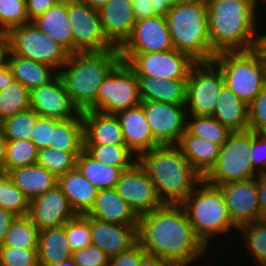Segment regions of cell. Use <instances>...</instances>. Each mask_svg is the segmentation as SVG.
Listing matches in <instances>:
<instances>
[{"label": "cell", "instance_id": "6da1fadb", "mask_svg": "<svg viewBox=\"0 0 266 266\" xmlns=\"http://www.w3.org/2000/svg\"><path fill=\"white\" fill-rule=\"evenodd\" d=\"M137 239L148 257L180 266H187L207 252L180 204H164L140 216Z\"/></svg>", "mask_w": 266, "mask_h": 266}, {"label": "cell", "instance_id": "7a4b0ae2", "mask_svg": "<svg viewBox=\"0 0 266 266\" xmlns=\"http://www.w3.org/2000/svg\"><path fill=\"white\" fill-rule=\"evenodd\" d=\"M206 2L211 47L215 54L248 51L259 47L261 34H257L255 26L258 0Z\"/></svg>", "mask_w": 266, "mask_h": 266}, {"label": "cell", "instance_id": "3957f363", "mask_svg": "<svg viewBox=\"0 0 266 266\" xmlns=\"http://www.w3.org/2000/svg\"><path fill=\"white\" fill-rule=\"evenodd\" d=\"M137 160L164 204H181L203 180L177 145L157 146Z\"/></svg>", "mask_w": 266, "mask_h": 266}, {"label": "cell", "instance_id": "277c9868", "mask_svg": "<svg viewBox=\"0 0 266 266\" xmlns=\"http://www.w3.org/2000/svg\"><path fill=\"white\" fill-rule=\"evenodd\" d=\"M121 61L120 49L104 52L70 54L62 70L58 71L67 93L80 112L95 102L100 85L110 71Z\"/></svg>", "mask_w": 266, "mask_h": 266}, {"label": "cell", "instance_id": "5b68a950", "mask_svg": "<svg viewBox=\"0 0 266 266\" xmlns=\"http://www.w3.org/2000/svg\"><path fill=\"white\" fill-rule=\"evenodd\" d=\"M165 17L175 50L196 63L214 60L206 0H188L172 6Z\"/></svg>", "mask_w": 266, "mask_h": 266}, {"label": "cell", "instance_id": "8992f818", "mask_svg": "<svg viewBox=\"0 0 266 266\" xmlns=\"http://www.w3.org/2000/svg\"><path fill=\"white\" fill-rule=\"evenodd\" d=\"M180 205L184 208L197 238L206 248L210 245L209 240L216 234L229 233L231 227L238 230L229 215L222 191L204 179Z\"/></svg>", "mask_w": 266, "mask_h": 266}, {"label": "cell", "instance_id": "52a82bcc", "mask_svg": "<svg viewBox=\"0 0 266 266\" xmlns=\"http://www.w3.org/2000/svg\"><path fill=\"white\" fill-rule=\"evenodd\" d=\"M213 62L220 68L225 85L248 105L266 86V59L259 47L220 52Z\"/></svg>", "mask_w": 266, "mask_h": 266}, {"label": "cell", "instance_id": "ba28073f", "mask_svg": "<svg viewBox=\"0 0 266 266\" xmlns=\"http://www.w3.org/2000/svg\"><path fill=\"white\" fill-rule=\"evenodd\" d=\"M254 138L255 132L250 130L232 132L221 147L215 166L203 179L213 186H218L257 178L259 173L249 159L251 141Z\"/></svg>", "mask_w": 266, "mask_h": 266}, {"label": "cell", "instance_id": "9c48e42d", "mask_svg": "<svg viewBox=\"0 0 266 266\" xmlns=\"http://www.w3.org/2000/svg\"><path fill=\"white\" fill-rule=\"evenodd\" d=\"M9 52L19 57L47 64L58 69L66 64L70 53L33 22L11 29L8 33Z\"/></svg>", "mask_w": 266, "mask_h": 266}, {"label": "cell", "instance_id": "30bf717a", "mask_svg": "<svg viewBox=\"0 0 266 266\" xmlns=\"http://www.w3.org/2000/svg\"><path fill=\"white\" fill-rule=\"evenodd\" d=\"M141 104L135 71L120 61L100 85L96 102L88 109L106 114H117Z\"/></svg>", "mask_w": 266, "mask_h": 266}, {"label": "cell", "instance_id": "8fae6325", "mask_svg": "<svg viewBox=\"0 0 266 266\" xmlns=\"http://www.w3.org/2000/svg\"><path fill=\"white\" fill-rule=\"evenodd\" d=\"M224 85L223 74L213 61L195 63L187 80L188 115L213 116L217 96Z\"/></svg>", "mask_w": 266, "mask_h": 266}, {"label": "cell", "instance_id": "7c38bea8", "mask_svg": "<svg viewBox=\"0 0 266 266\" xmlns=\"http://www.w3.org/2000/svg\"><path fill=\"white\" fill-rule=\"evenodd\" d=\"M136 76L156 79L188 80L191 67L196 63L188 55L175 49L154 53H120Z\"/></svg>", "mask_w": 266, "mask_h": 266}, {"label": "cell", "instance_id": "4fadbf2b", "mask_svg": "<svg viewBox=\"0 0 266 266\" xmlns=\"http://www.w3.org/2000/svg\"><path fill=\"white\" fill-rule=\"evenodd\" d=\"M67 15L71 22L73 54L115 49L107 41L99 10L78 0H67Z\"/></svg>", "mask_w": 266, "mask_h": 266}, {"label": "cell", "instance_id": "5bb4252c", "mask_svg": "<svg viewBox=\"0 0 266 266\" xmlns=\"http://www.w3.org/2000/svg\"><path fill=\"white\" fill-rule=\"evenodd\" d=\"M141 105L154 141L159 146L178 145L186 131V106L156 101H141Z\"/></svg>", "mask_w": 266, "mask_h": 266}, {"label": "cell", "instance_id": "9a60e30c", "mask_svg": "<svg viewBox=\"0 0 266 266\" xmlns=\"http://www.w3.org/2000/svg\"><path fill=\"white\" fill-rule=\"evenodd\" d=\"M116 190L139 217L164 205L146 171L138 162L121 174Z\"/></svg>", "mask_w": 266, "mask_h": 266}, {"label": "cell", "instance_id": "2e32d148", "mask_svg": "<svg viewBox=\"0 0 266 266\" xmlns=\"http://www.w3.org/2000/svg\"><path fill=\"white\" fill-rule=\"evenodd\" d=\"M30 108L40 117L58 120L82 118L59 74L47 84L30 90Z\"/></svg>", "mask_w": 266, "mask_h": 266}, {"label": "cell", "instance_id": "e0dca14e", "mask_svg": "<svg viewBox=\"0 0 266 266\" xmlns=\"http://www.w3.org/2000/svg\"><path fill=\"white\" fill-rule=\"evenodd\" d=\"M233 223L241 225L261 219L257 178L218 185Z\"/></svg>", "mask_w": 266, "mask_h": 266}, {"label": "cell", "instance_id": "ac0fdd59", "mask_svg": "<svg viewBox=\"0 0 266 266\" xmlns=\"http://www.w3.org/2000/svg\"><path fill=\"white\" fill-rule=\"evenodd\" d=\"M174 49L165 16L136 21L130 39L120 53H154Z\"/></svg>", "mask_w": 266, "mask_h": 266}, {"label": "cell", "instance_id": "d6986e66", "mask_svg": "<svg viewBox=\"0 0 266 266\" xmlns=\"http://www.w3.org/2000/svg\"><path fill=\"white\" fill-rule=\"evenodd\" d=\"M28 216L39 231L59 227L76 216L57 184L30 201Z\"/></svg>", "mask_w": 266, "mask_h": 266}, {"label": "cell", "instance_id": "ffe728a7", "mask_svg": "<svg viewBox=\"0 0 266 266\" xmlns=\"http://www.w3.org/2000/svg\"><path fill=\"white\" fill-rule=\"evenodd\" d=\"M107 41L121 49L130 39L136 22L131 0H110L99 9Z\"/></svg>", "mask_w": 266, "mask_h": 266}, {"label": "cell", "instance_id": "44dd1931", "mask_svg": "<svg viewBox=\"0 0 266 266\" xmlns=\"http://www.w3.org/2000/svg\"><path fill=\"white\" fill-rule=\"evenodd\" d=\"M92 245L110 259L131 248L137 241L138 226L113 224L90 218Z\"/></svg>", "mask_w": 266, "mask_h": 266}, {"label": "cell", "instance_id": "7402d4cb", "mask_svg": "<svg viewBox=\"0 0 266 266\" xmlns=\"http://www.w3.org/2000/svg\"><path fill=\"white\" fill-rule=\"evenodd\" d=\"M116 116L120 121L126 146L137 158L159 146L153 139L141 104L118 112Z\"/></svg>", "mask_w": 266, "mask_h": 266}, {"label": "cell", "instance_id": "603a6c76", "mask_svg": "<svg viewBox=\"0 0 266 266\" xmlns=\"http://www.w3.org/2000/svg\"><path fill=\"white\" fill-rule=\"evenodd\" d=\"M81 116L84 125V145L126 146L116 114L86 110L81 112Z\"/></svg>", "mask_w": 266, "mask_h": 266}, {"label": "cell", "instance_id": "cb8c5ba5", "mask_svg": "<svg viewBox=\"0 0 266 266\" xmlns=\"http://www.w3.org/2000/svg\"><path fill=\"white\" fill-rule=\"evenodd\" d=\"M87 216L125 226H138L139 223V216L118 194L116 188L98 190L95 204Z\"/></svg>", "mask_w": 266, "mask_h": 266}, {"label": "cell", "instance_id": "d4e9b609", "mask_svg": "<svg viewBox=\"0 0 266 266\" xmlns=\"http://www.w3.org/2000/svg\"><path fill=\"white\" fill-rule=\"evenodd\" d=\"M76 215H87L93 208L98 189L77 168L58 177L57 183Z\"/></svg>", "mask_w": 266, "mask_h": 266}, {"label": "cell", "instance_id": "484cf974", "mask_svg": "<svg viewBox=\"0 0 266 266\" xmlns=\"http://www.w3.org/2000/svg\"><path fill=\"white\" fill-rule=\"evenodd\" d=\"M137 81L141 101L186 104L187 80H163L137 76Z\"/></svg>", "mask_w": 266, "mask_h": 266}, {"label": "cell", "instance_id": "4316f807", "mask_svg": "<svg viewBox=\"0 0 266 266\" xmlns=\"http://www.w3.org/2000/svg\"><path fill=\"white\" fill-rule=\"evenodd\" d=\"M232 132L249 130V105L224 85L217 96L213 116Z\"/></svg>", "mask_w": 266, "mask_h": 266}, {"label": "cell", "instance_id": "83f0119b", "mask_svg": "<svg viewBox=\"0 0 266 266\" xmlns=\"http://www.w3.org/2000/svg\"><path fill=\"white\" fill-rule=\"evenodd\" d=\"M40 31L73 54L71 22L67 15V0H61L32 21Z\"/></svg>", "mask_w": 266, "mask_h": 266}, {"label": "cell", "instance_id": "f1b7e54d", "mask_svg": "<svg viewBox=\"0 0 266 266\" xmlns=\"http://www.w3.org/2000/svg\"><path fill=\"white\" fill-rule=\"evenodd\" d=\"M183 156L193 168L204 178L215 166L221 147L206 139L192 136L187 131L177 145Z\"/></svg>", "mask_w": 266, "mask_h": 266}, {"label": "cell", "instance_id": "f546056e", "mask_svg": "<svg viewBox=\"0 0 266 266\" xmlns=\"http://www.w3.org/2000/svg\"><path fill=\"white\" fill-rule=\"evenodd\" d=\"M7 175L30 201L58 183V178L53 173L37 163L11 170Z\"/></svg>", "mask_w": 266, "mask_h": 266}, {"label": "cell", "instance_id": "4dcf8cb0", "mask_svg": "<svg viewBox=\"0 0 266 266\" xmlns=\"http://www.w3.org/2000/svg\"><path fill=\"white\" fill-rule=\"evenodd\" d=\"M7 66L11 70L14 80L19 81L29 90L47 84L58 74L47 64L25 59L10 52L7 56Z\"/></svg>", "mask_w": 266, "mask_h": 266}, {"label": "cell", "instance_id": "1f68e13d", "mask_svg": "<svg viewBox=\"0 0 266 266\" xmlns=\"http://www.w3.org/2000/svg\"><path fill=\"white\" fill-rule=\"evenodd\" d=\"M72 254L64 225L39 232V264L62 262L72 257Z\"/></svg>", "mask_w": 266, "mask_h": 266}, {"label": "cell", "instance_id": "d6a6232c", "mask_svg": "<svg viewBox=\"0 0 266 266\" xmlns=\"http://www.w3.org/2000/svg\"><path fill=\"white\" fill-rule=\"evenodd\" d=\"M76 168L98 190L116 188L124 172L119 167L105 165L95 160L85 150L77 156Z\"/></svg>", "mask_w": 266, "mask_h": 266}, {"label": "cell", "instance_id": "836d02e7", "mask_svg": "<svg viewBox=\"0 0 266 266\" xmlns=\"http://www.w3.org/2000/svg\"><path fill=\"white\" fill-rule=\"evenodd\" d=\"M51 148L62 151L84 150V125L82 118L59 120L53 128Z\"/></svg>", "mask_w": 266, "mask_h": 266}, {"label": "cell", "instance_id": "e575fe53", "mask_svg": "<svg viewBox=\"0 0 266 266\" xmlns=\"http://www.w3.org/2000/svg\"><path fill=\"white\" fill-rule=\"evenodd\" d=\"M84 150L95 160L105 165L119 167L123 171L131 169L138 162L136 155L127 146L84 145Z\"/></svg>", "mask_w": 266, "mask_h": 266}, {"label": "cell", "instance_id": "d590c367", "mask_svg": "<svg viewBox=\"0 0 266 266\" xmlns=\"http://www.w3.org/2000/svg\"><path fill=\"white\" fill-rule=\"evenodd\" d=\"M39 232L28 215L16 217L2 245L20 249H38Z\"/></svg>", "mask_w": 266, "mask_h": 266}, {"label": "cell", "instance_id": "8d00e7d4", "mask_svg": "<svg viewBox=\"0 0 266 266\" xmlns=\"http://www.w3.org/2000/svg\"><path fill=\"white\" fill-rule=\"evenodd\" d=\"M191 121H187L186 131L196 137L206 139L213 144L222 147L232 133L212 116L190 115Z\"/></svg>", "mask_w": 266, "mask_h": 266}, {"label": "cell", "instance_id": "74e56055", "mask_svg": "<svg viewBox=\"0 0 266 266\" xmlns=\"http://www.w3.org/2000/svg\"><path fill=\"white\" fill-rule=\"evenodd\" d=\"M30 108V90L13 80L0 91V122Z\"/></svg>", "mask_w": 266, "mask_h": 266}, {"label": "cell", "instance_id": "f35d334b", "mask_svg": "<svg viewBox=\"0 0 266 266\" xmlns=\"http://www.w3.org/2000/svg\"><path fill=\"white\" fill-rule=\"evenodd\" d=\"M82 151H62L47 147L38 150L37 164L57 178L76 168L77 156Z\"/></svg>", "mask_w": 266, "mask_h": 266}, {"label": "cell", "instance_id": "ab89813d", "mask_svg": "<svg viewBox=\"0 0 266 266\" xmlns=\"http://www.w3.org/2000/svg\"><path fill=\"white\" fill-rule=\"evenodd\" d=\"M0 207L16 217L27 216L30 210V200L3 172H0Z\"/></svg>", "mask_w": 266, "mask_h": 266}, {"label": "cell", "instance_id": "60d3db41", "mask_svg": "<svg viewBox=\"0 0 266 266\" xmlns=\"http://www.w3.org/2000/svg\"><path fill=\"white\" fill-rule=\"evenodd\" d=\"M4 173L37 163L38 149L31 140H7Z\"/></svg>", "mask_w": 266, "mask_h": 266}, {"label": "cell", "instance_id": "b9f144b4", "mask_svg": "<svg viewBox=\"0 0 266 266\" xmlns=\"http://www.w3.org/2000/svg\"><path fill=\"white\" fill-rule=\"evenodd\" d=\"M39 115L32 109L16 113L0 122L7 140H31V133Z\"/></svg>", "mask_w": 266, "mask_h": 266}, {"label": "cell", "instance_id": "7bdbcfd3", "mask_svg": "<svg viewBox=\"0 0 266 266\" xmlns=\"http://www.w3.org/2000/svg\"><path fill=\"white\" fill-rule=\"evenodd\" d=\"M238 230L242 232L249 251L258 261L256 263L266 266V219L243 224Z\"/></svg>", "mask_w": 266, "mask_h": 266}, {"label": "cell", "instance_id": "ee69618b", "mask_svg": "<svg viewBox=\"0 0 266 266\" xmlns=\"http://www.w3.org/2000/svg\"><path fill=\"white\" fill-rule=\"evenodd\" d=\"M71 251L75 252L92 245L90 217L76 215L64 224Z\"/></svg>", "mask_w": 266, "mask_h": 266}, {"label": "cell", "instance_id": "f6af8a7d", "mask_svg": "<svg viewBox=\"0 0 266 266\" xmlns=\"http://www.w3.org/2000/svg\"><path fill=\"white\" fill-rule=\"evenodd\" d=\"M25 0H0V32L29 23Z\"/></svg>", "mask_w": 266, "mask_h": 266}, {"label": "cell", "instance_id": "bcb514c9", "mask_svg": "<svg viewBox=\"0 0 266 266\" xmlns=\"http://www.w3.org/2000/svg\"><path fill=\"white\" fill-rule=\"evenodd\" d=\"M0 266H39L38 249H20L0 245Z\"/></svg>", "mask_w": 266, "mask_h": 266}, {"label": "cell", "instance_id": "7dc6e473", "mask_svg": "<svg viewBox=\"0 0 266 266\" xmlns=\"http://www.w3.org/2000/svg\"><path fill=\"white\" fill-rule=\"evenodd\" d=\"M249 130L266 133V86L249 105Z\"/></svg>", "mask_w": 266, "mask_h": 266}, {"label": "cell", "instance_id": "c3c4849f", "mask_svg": "<svg viewBox=\"0 0 266 266\" xmlns=\"http://www.w3.org/2000/svg\"><path fill=\"white\" fill-rule=\"evenodd\" d=\"M58 119L49 117H38L36 125L31 133V141L36 145L37 149L50 147L53 142V128Z\"/></svg>", "mask_w": 266, "mask_h": 266}, {"label": "cell", "instance_id": "681fc988", "mask_svg": "<svg viewBox=\"0 0 266 266\" xmlns=\"http://www.w3.org/2000/svg\"><path fill=\"white\" fill-rule=\"evenodd\" d=\"M72 257L77 266H108L109 260L105 253L94 245L73 252Z\"/></svg>", "mask_w": 266, "mask_h": 266}, {"label": "cell", "instance_id": "f907efd6", "mask_svg": "<svg viewBox=\"0 0 266 266\" xmlns=\"http://www.w3.org/2000/svg\"><path fill=\"white\" fill-rule=\"evenodd\" d=\"M147 254L137 241L131 248L108 260V266H142Z\"/></svg>", "mask_w": 266, "mask_h": 266}, {"label": "cell", "instance_id": "816d5d0a", "mask_svg": "<svg viewBox=\"0 0 266 266\" xmlns=\"http://www.w3.org/2000/svg\"><path fill=\"white\" fill-rule=\"evenodd\" d=\"M249 159L259 174L266 173V133L255 132V138L251 141Z\"/></svg>", "mask_w": 266, "mask_h": 266}, {"label": "cell", "instance_id": "f5cc1de1", "mask_svg": "<svg viewBox=\"0 0 266 266\" xmlns=\"http://www.w3.org/2000/svg\"><path fill=\"white\" fill-rule=\"evenodd\" d=\"M59 1L61 0H25L29 21L32 22L38 16L43 15Z\"/></svg>", "mask_w": 266, "mask_h": 266}, {"label": "cell", "instance_id": "db71d44e", "mask_svg": "<svg viewBox=\"0 0 266 266\" xmlns=\"http://www.w3.org/2000/svg\"><path fill=\"white\" fill-rule=\"evenodd\" d=\"M133 3V13L135 20L139 21L149 17H153L154 9L152 0H131Z\"/></svg>", "mask_w": 266, "mask_h": 266}, {"label": "cell", "instance_id": "11a10c76", "mask_svg": "<svg viewBox=\"0 0 266 266\" xmlns=\"http://www.w3.org/2000/svg\"><path fill=\"white\" fill-rule=\"evenodd\" d=\"M257 187L261 219H266V173L258 175Z\"/></svg>", "mask_w": 266, "mask_h": 266}, {"label": "cell", "instance_id": "9f6ffc18", "mask_svg": "<svg viewBox=\"0 0 266 266\" xmlns=\"http://www.w3.org/2000/svg\"><path fill=\"white\" fill-rule=\"evenodd\" d=\"M15 215L0 207V245L4 242Z\"/></svg>", "mask_w": 266, "mask_h": 266}, {"label": "cell", "instance_id": "6f0895ef", "mask_svg": "<svg viewBox=\"0 0 266 266\" xmlns=\"http://www.w3.org/2000/svg\"><path fill=\"white\" fill-rule=\"evenodd\" d=\"M188 0H152L154 15L166 16L172 6L186 2Z\"/></svg>", "mask_w": 266, "mask_h": 266}, {"label": "cell", "instance_id": "680465c9", "mask_svg": "<svg viewBox=\"0 0 266 266\" xmlns=\"http://www.w3.org/2000/svg\"><path fill=\"white\" fill-rule=\"evenodd\" d=\"M9 38L7 33L0 32V69L7 65L9 53Z\"/></svg>", "mask_w": 266, "mask_h": 266}, {"label": "cell", "instance_id": "91938a15", "mask_svg": "<svg viewBox=\"0 0 266 266\" xmlns=\"http://www.w3.org/2000/svg\"><path fill=\"white\" fill-rule=\"evenodd\" d=\"M13 80L14 77L7 65L0 69V91L4 90Z\"/></svg>", "mask_w": 266, "mask_h": 266}, {"label": "cell", "instance_id": "94428289", "mask_svg": "<svg viewBox=\"0 0 266 266\" xmlns=\"http://www.w3.org/2000/svg\"><path fill=\"white\" fill-rule=\"evenodd\" d=\"M8 141L4 135L3 130L0 127V172L4 173V161L6 157Z\"/></svg>", "mask_w": 266, "mask_h": 266}, {"label": "cell", "instance_id": "6125c7cd", "mask_svg": "<svg viewBox=\"0 0 266 266\" xmlns=\"http://www.w3.org/2000/svg\"><path fill=\"white\" fill-rule=\"evenodd\" d=\"M142 266H180L179 264L158 258L147 257Z\"/></svg>", "mask_w": 266, "mask_h": 266}, {"label": "cell", "instance_id": "be15d7a7", "mask_svg": "<svg viewBox=\"0 0 266 266\" xmlns=\"http://www.w3.org/2000/svg\"><path fill=\"white\" fill-rule=\"evenodd\" d=\"M78 1L87 4L88 6L92 7L93 9L99 10L105 4H107L110 0H78Z\"/></svg>", "mask_w": 266, "mask_h": 266}, {"label": "cell", "instance_id": "e7e4bbea", "mask_svg": "<svg viewBox=\"0 0 266 266\" xmlns=\"http://www.w3.org/2000/svg\"><path fill=\"white\" fill-rule=\"evenodd\" d=\"M39 266H77L73 257H70L62 262L52 263V264H39Z\"/></svg>", "mask_w": 266, "mask_h": 266}]
</instances>
